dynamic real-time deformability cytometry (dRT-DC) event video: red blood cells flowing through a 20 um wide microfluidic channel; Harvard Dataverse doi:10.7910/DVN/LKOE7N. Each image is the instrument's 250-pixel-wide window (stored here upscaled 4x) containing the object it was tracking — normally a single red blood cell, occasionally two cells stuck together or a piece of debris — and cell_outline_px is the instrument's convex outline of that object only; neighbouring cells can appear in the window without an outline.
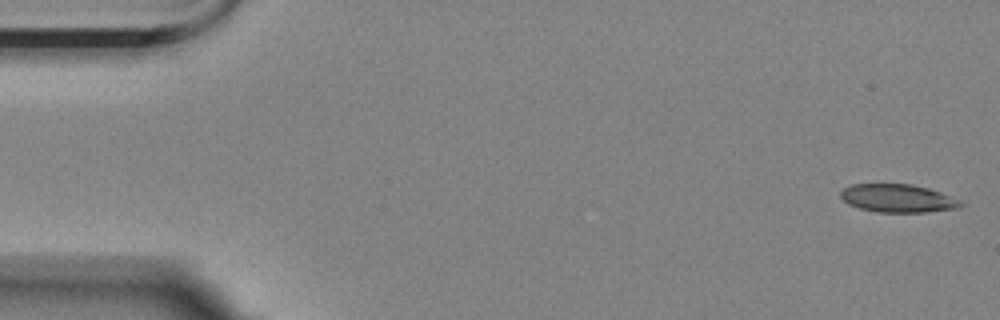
{"species": "Egyptian fruit bat (a non-hibernating species)", "species_latin": "Rousettus aegyptiacus", "temperature_condition": "room temperature", "stored_images_in_passage": 15, "camera_frame_rate_fps": 3000, "um_per_image_px": 0.085, "animal": {"sex": "female"}, "frame": {"image": 1, "passage_image": 1, "time_ms": 0.0, "image_size_px": [1000, 320], "cell_outline_px": [[964, 204], [956, 208], [924, 212], [876, 212], [860, 208], [848, 204], [840, 196], [840, 192], [844, 188], [852, 184], [912, 184], [928, 188], [940, 192]], "centroid_in_image_um": [76.25, 16.85], "position_along_channel_um": 8.8, "area_um2": 19.36}}
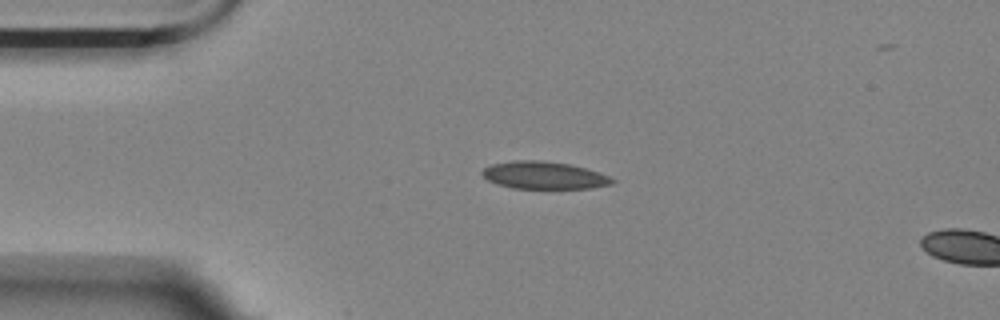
{"frame": {"image": 2, "passage_image": 12, "time_ms": 3.667, "image_size_px": [1000, 320], "cell_outline_px": [[616, 180], [612, 184], [588, 188], [512, 188], [496, 184], [488, 180], [480, 172], [484, 168], [492, 164], [516, 160], [540, 160], [568, 164], [584, 168], [608, 176]], "centroid_in_image_um": [46.2, 14.9], "position_along_channel_um": 38.8, "area_um2": 20.52}}